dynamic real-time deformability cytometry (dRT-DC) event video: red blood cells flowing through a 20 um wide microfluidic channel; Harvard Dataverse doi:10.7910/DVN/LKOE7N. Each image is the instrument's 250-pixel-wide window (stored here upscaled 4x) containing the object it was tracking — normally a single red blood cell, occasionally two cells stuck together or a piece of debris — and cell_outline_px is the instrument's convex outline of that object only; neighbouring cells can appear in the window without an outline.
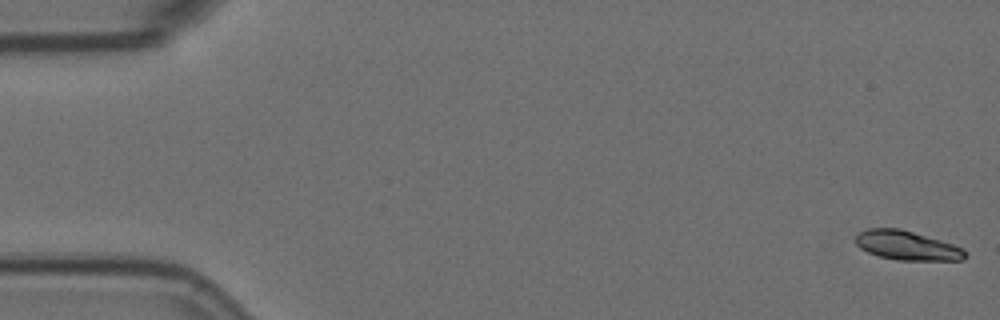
{"species": "Egyptian fruit bat (a non-hibernating species)", "species_latin": "Rousettus aegyptiacus", "temperature_condition": "room temperature", "stored_images_in_passage": 5, "camera_frame_rate_fps": 3000, "um_per_image_px": 0.085, "animal": {"sex": "female"}, "frame": {"image": 1, "passage_image": 1, "time_ms": 0.0, "image_size_px": [1000, 320], "cell_outline_px": [[968, 256], [964, 260], [896, 260], [880, 256], [868, 252], [860, 248], [856, 244], [856, 236], [860, 232], [868, 228], [900, 228], [940, 240], [964, 248], [968, 252]], "centroid_in_image_um": [77.13, 20.87], "position_along_channel_um": 7.9, "area_um2": 18.67}}
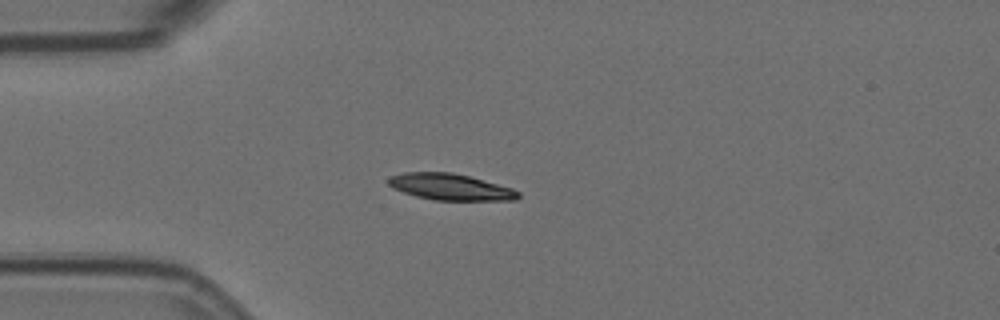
{"frame": {"image": 2, "passage_image": 5, "time_ms": 1.333, "image_size_px": [1000, 320], "cell_outline_px": [[520, 196], [516, 200], [432, 200], [416, 196], [392, 188], [388, 184], [388, 176], [404, 172], [452, 172], [468, 176], [512, 188], [520, 192]], "centroid_in_image_um": [38.25, 15.89], "position_along_channel_um": 46.7, "area_um2": 19.94}}